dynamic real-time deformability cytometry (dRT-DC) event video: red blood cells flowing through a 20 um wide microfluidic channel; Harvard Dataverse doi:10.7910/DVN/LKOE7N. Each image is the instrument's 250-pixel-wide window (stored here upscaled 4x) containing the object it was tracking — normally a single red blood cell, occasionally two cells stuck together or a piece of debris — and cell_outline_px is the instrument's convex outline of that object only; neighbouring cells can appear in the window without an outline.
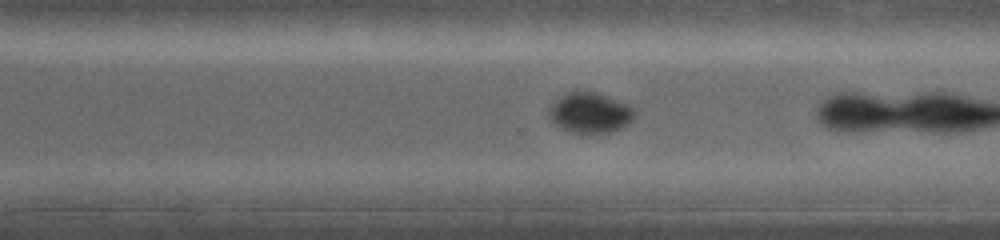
{"species": "common noctule bat (a hibernating species)", "species_latin": "Nyctalus noctula", "temperature_condition": "warm", "stored_images_in_passage": 30, "camera_frame_rate_fps": 5000, "um_per_image_px": 0.085, "animal": {"sex": "female", "body_mass_g": 19.0, "forearm_length_mm": 53.3}, "frame": {"image": 1, "passage_image": 22, "time_ms": 4.6, "image_size_px": [1000, 240], "cell_outline_px": [[636, 116], [628, 124], [612, 132], [568, 132], [560, 128], [548, 116], [548, 112], [552, 104], [556, 100], [568, 92], [596, 92], [628, 104], [636, 112]], "centroid_in_image_um": [50.17, 9.59], "position_along_channel_um": 320.4, "area_um2": 19.88}}